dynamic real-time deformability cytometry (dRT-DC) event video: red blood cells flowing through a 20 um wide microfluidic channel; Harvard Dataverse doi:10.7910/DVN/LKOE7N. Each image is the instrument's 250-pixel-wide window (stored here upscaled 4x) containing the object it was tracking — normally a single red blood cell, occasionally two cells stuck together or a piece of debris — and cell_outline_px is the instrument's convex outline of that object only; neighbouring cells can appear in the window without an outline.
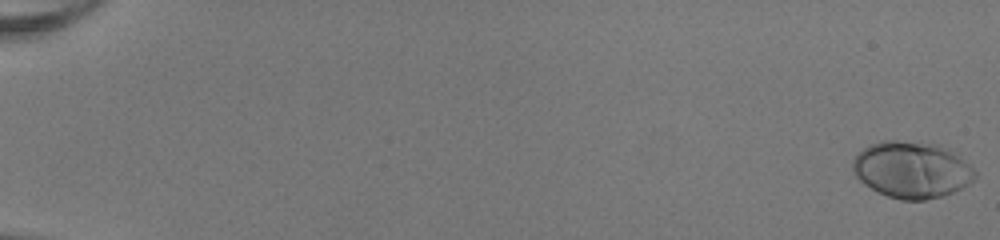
{"species": "human", "species_latin": "Homo sapiens", "temperature_condition": "room temperature", "stored_images_in_passage": 53, "camera_frame_rate_fps": 3000, "um_per_image_px": 0.085, "donor": {"sex": "female"}, "frame": {"image": 1, "passage_image": 1, "time_ms": 0.0, "image_size_px": [1000, 240], "cell_outline_px": [[976, 176], [968, 184], [944, 196], [924, 200], [900, 200], [888, 196], [864, 184], [856, 176], [852, 168], [852, 160], [868, 144], [880, 140], [896, 140], [936, 144], [952, 152], [968, 164], [976, 172]], "centroid_in_image_um": [77.46, 14.43], "position_along_channel_um": 7.5, "area_um2": 39.94}}
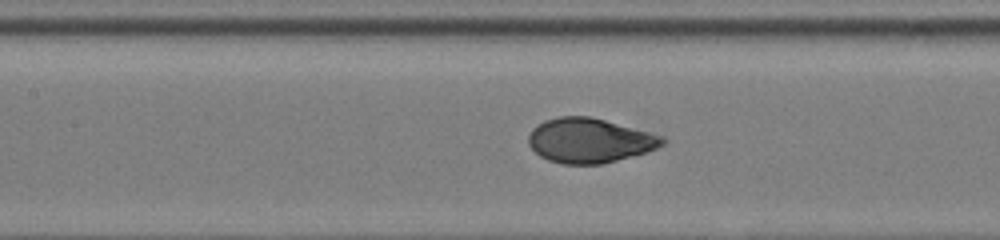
{"frame": {"image": 2, "passage_image": 27, "time_ms": 8.667, "image_size_px": [1000, 240], "cell_outline_px": [[664, 144], [656, 148], [644, 152], [604, 164], [560, 164], [548, 160], [540, 156], [528, 144], [528, 136], [532, 128], [536, 124], [544, 120], [560, 116], [588, 116], [604, 120], [664, 136]], "centroid_in_image_um": [50.06, 11.94], "position_along_channel_um": 157.3, "area_um2": 34.68}}
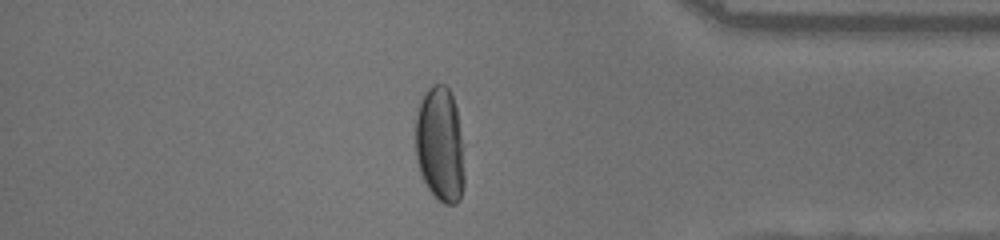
{"frame": {"image": 3, "passage_image": 46, "time_ms": 15.0, "image_size_px": [1000, 240], "cell_outline_px": [[464, 184], [460, 200], [456, 204], [444, 204], [436, 200], [428, 188], [420, 172], [416, 160], [416, 112], [420, 100], [428, 88], [432, 84], [444, 84], [448, 88], [452, 96], [456, 108], [460, 132], [464, 176]], "centroid_in_image_um": [37.38, 12.31], "position_along_channel_um": 397.8, "area_um2": 32.89}, "authors_computed_cell_mechanics": {"area_um2": 35.3736, "velocity_mm_per_s": 4.0738, "shape_relaxation_time_tau1_ms": 3.4306, "shape_relaxation_time_tau2_ms": null, "deformation_change_tau1": 0.1994, "deformation_change_tau2": null}}